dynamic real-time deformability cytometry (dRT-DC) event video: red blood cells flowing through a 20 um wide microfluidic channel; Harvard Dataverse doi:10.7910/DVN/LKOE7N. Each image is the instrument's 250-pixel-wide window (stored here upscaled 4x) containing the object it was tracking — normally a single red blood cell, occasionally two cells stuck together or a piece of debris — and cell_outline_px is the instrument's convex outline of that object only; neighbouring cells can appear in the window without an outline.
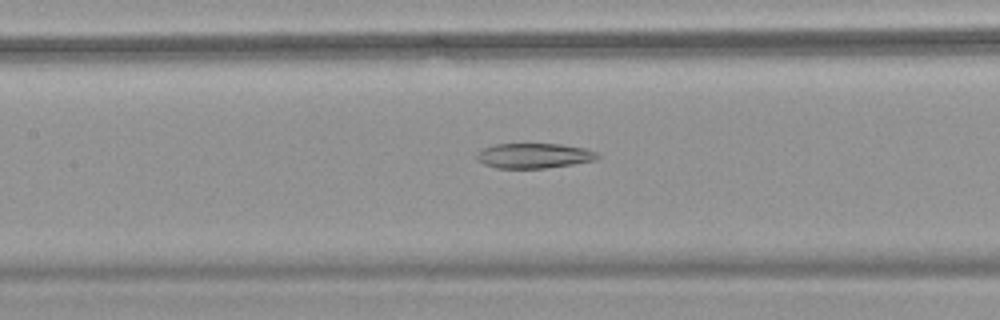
{"species": "common noctule bat (a hibernating species)", "species_latin": "Nyctalus noctula", "temperature_condition": "warm", "stored_images_in_passage": 36, "camera_frame_rate_fps": 3000, "um_per_image_px": 0.085, "animal": {"sex": "female", "body_mass_g": 18.4}, "frame": {"image": 1, "passage_image": 17, "time_ms": 5.333, "image_size_px": [1000, 320], "cell_outline_px": [[600, 156], [596, 160], [572, 164], [544, 168], [496, 168], [484, 164], [476, 160], [476, 152], [484, 148], [496, 144], [560, 144], [584, 148], [596, 152]], "centroid_in_image_um": [45.36, 13.23], "position_along_channel_um": 162.0, "area_um2": 17.57}}
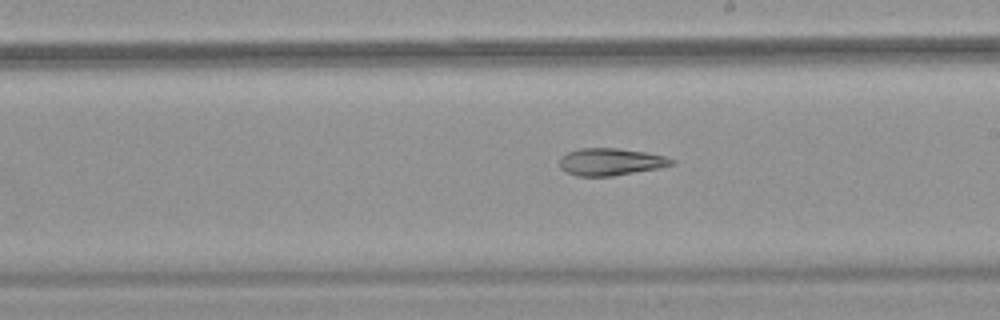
{"frame": {"image": 2, "passage_image": 23, "time_ms": 7.333, "image_size_px": [1000, 320], "cell_outline_px": [[676, 164], [660, 168], [612, 176], [576, 176], [560, 168], [560, 156], [568, 152], [580, 148], [616, 148], [644, 152], [664, 156], [676, 160]], "centroid_in_image_um": [51.92, 13.76], "position_along_channel_um": 237.1, "area_um2": 17.8}}
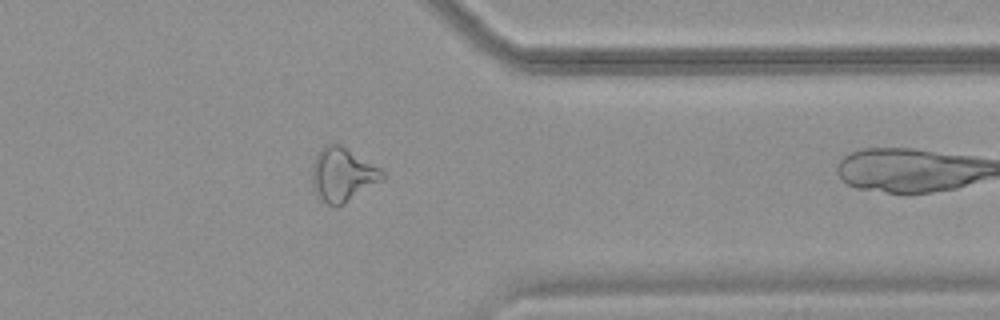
{"frame": {"image": 3, "passage_image": 35, "time_ms": 11.333, "image_size_px": [1000, 320], "cell_outline_px": [[388, 176], [384, 180], [344, 204], [328, 204], [316, 196], [312, 184], [312, 160], [316, 152], [324, 144], [340, 144], [380, 168]], "centroid_in_image_um": [29.11, 14.82], "position_along_channel_um": 382.3, "area_um2": 22.31}}